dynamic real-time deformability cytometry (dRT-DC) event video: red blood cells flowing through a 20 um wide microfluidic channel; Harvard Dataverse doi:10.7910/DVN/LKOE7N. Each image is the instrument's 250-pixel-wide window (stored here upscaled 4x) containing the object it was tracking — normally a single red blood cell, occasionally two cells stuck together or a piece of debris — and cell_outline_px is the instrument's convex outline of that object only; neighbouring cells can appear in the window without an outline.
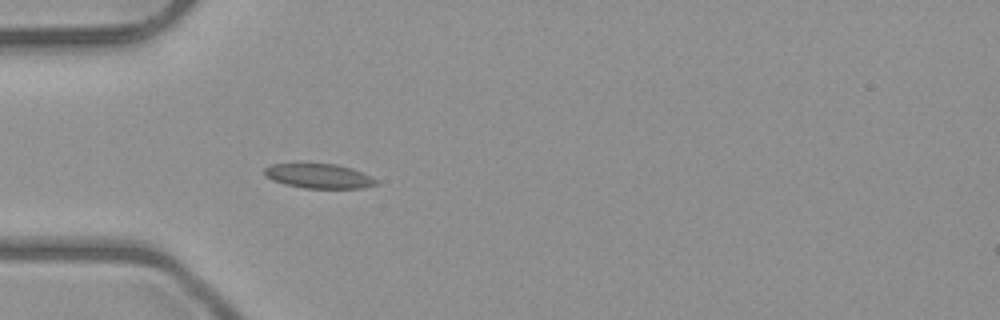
{"species": "common noctule bat (a hibernating species)", "species_latin": "Nyctalus noctula", "temperature_condition": "room temperature", "stored_images_in_passage": 4, "camera_frame_rate_fps": 3000, "um_per_image_px": 0.085, "animal": {"sex": "male", "body_mass_g": 23.1, "forearm_length_mm": 52.7}, "frame": {"image": 1, "passage_image": 4, "time_ms": 3.333, "image_size_px": [1000, 320], "cell_outline_px": [[380, 184], [360, 188], [304, 188], [284, 184], [272, 180], [264, 176], [264, 168], [272, 164], [296, 160], [304, 160], [336, 164], [352, 168], [380, 180]], "centroid_in_image_um": [27.04, 14.9], "position_along_channel_um": 58.0, "area_um2": 17.11}}